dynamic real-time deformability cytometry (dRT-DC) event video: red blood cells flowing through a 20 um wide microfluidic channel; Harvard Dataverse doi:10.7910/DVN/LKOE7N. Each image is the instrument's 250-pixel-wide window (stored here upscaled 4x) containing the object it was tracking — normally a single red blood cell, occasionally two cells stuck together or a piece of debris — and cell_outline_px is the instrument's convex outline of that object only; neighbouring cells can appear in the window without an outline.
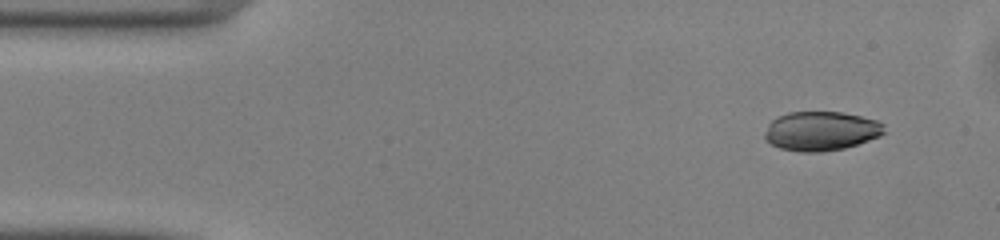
{"species": "common noctule bat (a hibernating species)", "species_latin": "Nyctalus noctula", "temperature_condition": "warm", "stored_images_in_passage": 46, "camera_frame_rate_fps": 3000, "um_per_image_px": 0.085, "animal": {"sex": "male", "body_mass_g": 13.0, "forearm_length_mm": 53.1}, "frame": {"image": 1, "passage_image": 1, "time_ms": 0.0, "image_size_px": [1000, 240], "cell_outline_px": [[888, 132], [880, 136], [844, 148], [824, 152], [800, 152], [780, 148], [764, 140], [764, 132], [768, 124], [776, 116], [788, 112], [840, 112], [860, 116], [876, 120], [884, 124]], "centroid_in_image_um": [69.78, 11.14], "position_along_channel_um": 15.2, "area_um2": 27.57}}
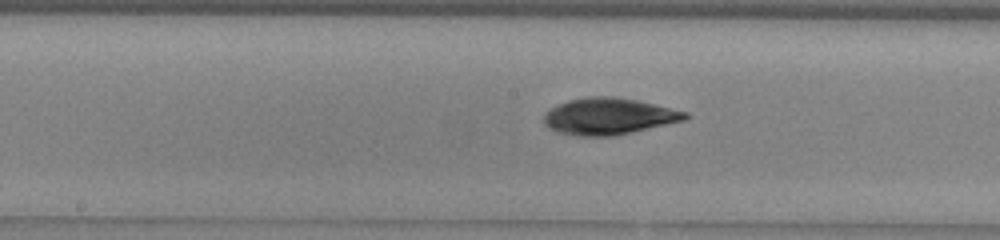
{"frame": {"image": 2, "passage_image": 21, "time_ms": 6.667, "image_size_px": [1000, 240], "cell_outline_px": [[692, 116], [684, 120], [616, 136], [576, 136], [556, 132], [548, 128], [544, 124], [544, 116], [552, 108], [568, 100], [588, 96], [612, 96], [636, 100], [688, 112]], "centroid_in_image_um": [51.75, 9.9], "position_along_channel_um": 196.5, "area_um2": 30.11}}
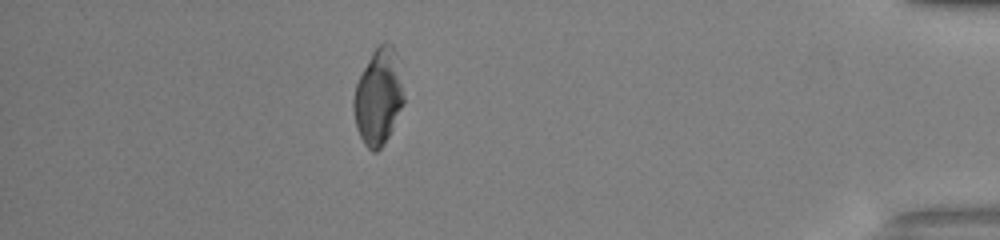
{"frame": {"image": 3, "passage_image": 40, "time_ms": 13.0, "image_size_px": [1000, 240], "cell_outline_px": [[404, 104], [388, 136], [380, 148], [376, 152], [372, 152], [364, 144], [356, 128], [352, 108], [352, 100], [356, 84], [376, 44], [384, 40], [392, 44], [396, 52], [404, 96]], "centroid_in_image_um": [32.15, 8.21], "position_along_channel_um": 403.1, "area_um2": 28.21}, "authors_computed_cell_mechanics": {"area_um2": 29.1601, "velocity_mm_per_s": 4.117, "shape_relaxation_time_tau1_ms": 2.5653, "shape_relaxation_time_tau2_ms": 3.1167, "deformation_change_tau1": 0.0834, "deformation_change_tau2": 0.0685}}